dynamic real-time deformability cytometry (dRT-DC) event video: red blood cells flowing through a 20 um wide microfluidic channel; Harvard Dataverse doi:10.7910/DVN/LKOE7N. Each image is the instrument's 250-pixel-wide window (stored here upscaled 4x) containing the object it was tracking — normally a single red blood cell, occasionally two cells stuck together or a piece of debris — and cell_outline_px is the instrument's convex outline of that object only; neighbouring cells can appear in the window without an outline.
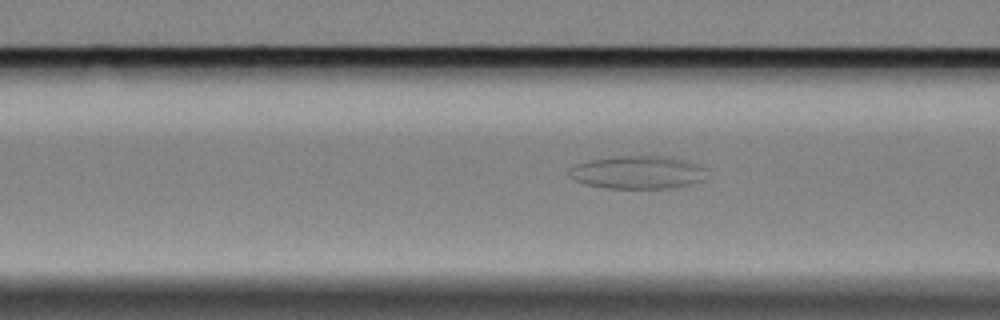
{"species": "Egyptian fruit bat (a non-hibernating species)", "species_latin": "Rousettus aegyptiacus", "temperature_condition": "cold", "stored_images_in_passage": 41, "camera_frame_rate_fps": 3000, "um_per_image_px": 0.085, "animal": {"sex": "female"}, "frame": {"image": 1, "passage_image": 21, "time_ms": 6.667, "image_size_px": [1000, 320], "cell_outline_px": [[704, 168], [700, 180], [688, 184], [664, 188], [608, 188], [588, 184], [576, 180], [568, 176], [568, 168], [576, 164], [588, 160], [616, 156], [664, 156], [684, 160], [696, 164]], "centroid_in_image_um": [54.09, 14.63], "position_along_channel_um": 112.5, "area_um2": 25.89}}
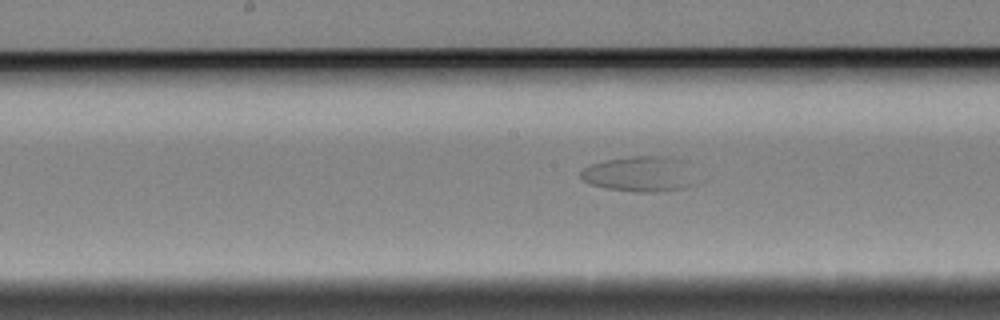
{"frame": {"image": 2, "passage_image": 32, "time_ms": 10.333, "image_size_px": [1000, 320], "cell_outline_px": [[696, 184], [684, 188], [656, 192], [636, 192], [608, 188], [592, 184], [584, 180], [580, 176], [580, 172], [584, 168], [592, 164], [608, 160], [628, 156], [664, 156], [680, 160]], "centroid_in_image_um": [54.32, 14.8], "position_along_channel_um": 193.9, "area_um2": 23.12}}
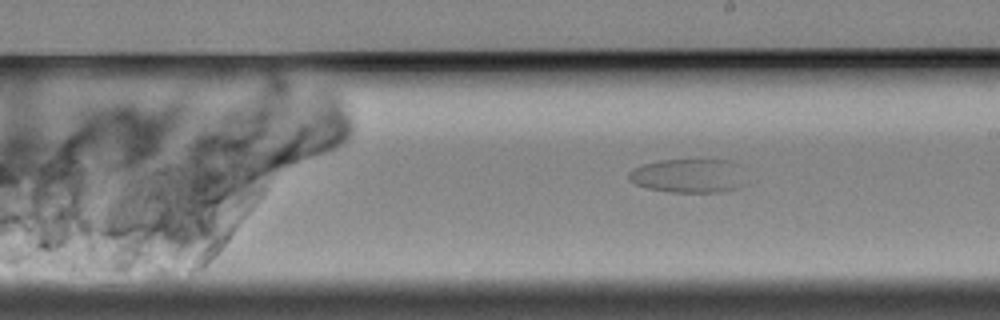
{"frame": {"image": 3, "passage_image": 37, "time_ms": 12.0, "image_size_px": [1000, 320], "cell_outline_px": [[744, 184], [736, 188], [724, 192], [672, 192], [648, 188], [636, 184], [628, 180], [628, 172], [632, 168], [644, 164], [660, 160], [728, 160]], "centroid_in_image_um": [58.37, 14.96], "position_along_channel_um": 230.6, "area_um2": 22.43}}